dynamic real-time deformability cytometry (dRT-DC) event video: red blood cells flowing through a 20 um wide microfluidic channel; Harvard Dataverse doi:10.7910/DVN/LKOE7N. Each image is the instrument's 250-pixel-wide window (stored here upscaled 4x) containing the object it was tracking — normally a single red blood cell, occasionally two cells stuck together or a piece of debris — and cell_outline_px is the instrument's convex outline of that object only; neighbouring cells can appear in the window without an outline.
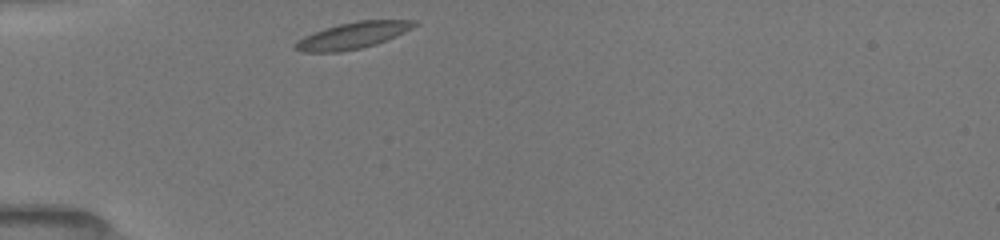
{"species": "common noctule bat (a hibernating species)", "species_latin": "Nyctalus noctula", "temperature_condition": "room temperature", "stored_images_in_passage": 39, "camera_frame_rate_fps": 3000, "um_per_image_px": 0.085, "animal": {"sex": "female", "body_mass_g": 19.5, "forearm_length_mm": 54.1}, "frame": {"image": 1, "passage_image": 1, "time_ms": 0.0, "image_size_px": [1000, 240], "cell_outline_px": [[420, 24], [396, 36], [376, 44], [360, 48], [340, 52], [300, 52], [292, 48], [292, 44], [304, 36], [324, 28], [356, 20], [416, 20]], "centroid_in_image_um": [29.96, 3.02], "position_along_channel_um": 55.0, "area_um2": 18.5}}
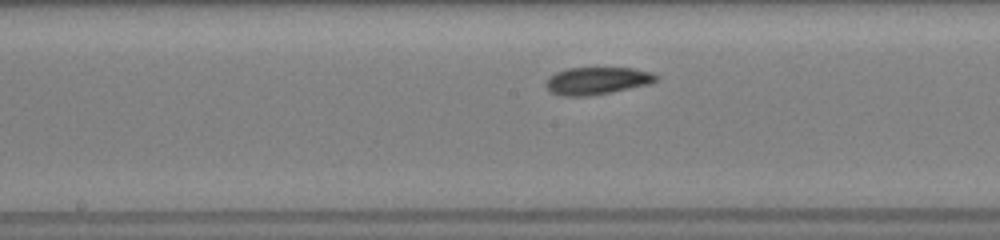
{"frame": {"image": 2, "passage_image": 15, "time_ms": 4.0, "image_size_px": [1000, 240], "cell_outline_px": [[660, 80], [652, 84], [612, 92], [588, 96], [560, 96], [552, 92], [544, 84], [544, 80], [548, 76], [556, 72], [568, 68], [632, 68], [652, 72], [660, 76]], "centroid_in_image_um": [50.79, 6.86], "position_along_channel_um": 197.4, "area_um2": 17.98}}
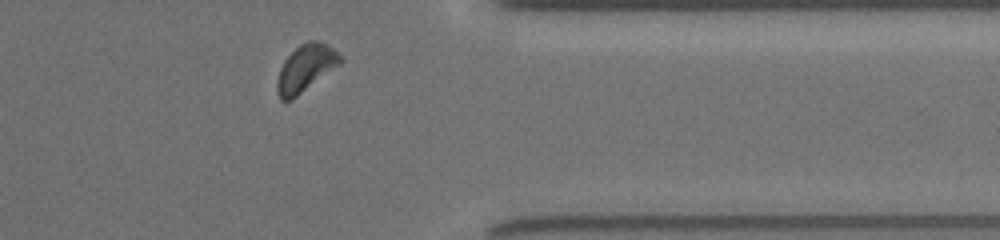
{"frame": {"image": 3, "passage_image": 32, "time_ms": 9.0, "image_size_px": [1000, 240], "cell_outline_px": [[344, 60], [340, 64], [292, 100], [280, 100], [276, 92], [276, 80], [280, 68], [284, 60], [300, 44], [308, 40], [316, 40], [328, 44]], "centroid_in_image_um": [25.95, 5.8], "position_along_channel_um": 385.4, "area_um2": 17.28}}